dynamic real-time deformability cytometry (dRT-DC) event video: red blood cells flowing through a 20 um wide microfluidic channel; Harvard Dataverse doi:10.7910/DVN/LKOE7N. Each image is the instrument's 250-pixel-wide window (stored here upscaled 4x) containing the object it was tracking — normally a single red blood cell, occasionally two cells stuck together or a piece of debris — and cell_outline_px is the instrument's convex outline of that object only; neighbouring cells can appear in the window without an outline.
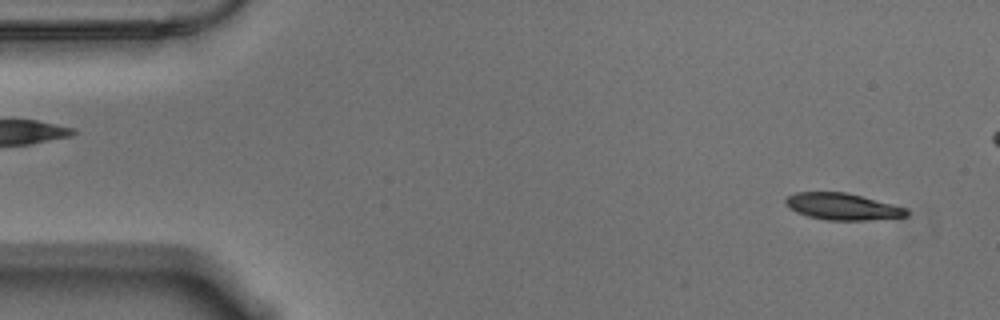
{"species": "Egyptian fruit bat (a non-hibernating species)", "species_latin": "Rousettus aegyptiacus", "temperature_condition": "warm", "stored_images_in_passage": 57, "camera_frame_rate_fps": 3000, "um_per_image_px": 0.085, "animal": {"sex": "male"}, "frame": {"image": 1, "passage_image": 3, "time_ms": 0.667, "image_size_px": [1000, 320], "cell_outline_px": [[908, 216], [868, 220], [828, 220], [808, 216], [796, 212], [784, 200], [788, 196], [796, 192], [844, 192], [908, 208]], "centroid_in_image_um": [71.63, 17.56], "position_along_channel_um": 13.4, "area_um2": 18.5}}
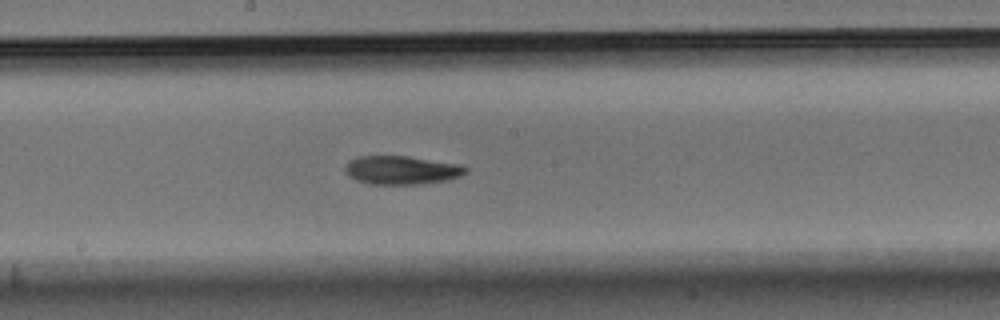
{"frame": {"image": 2, "passage_image": 29, "time_ms": 9.333, "image_size_px": [1000, 320], "cell_outline_px": [[468, 172], [460, 176], [448, 180], [420, 184], [368, 184], [356, 180], [348, 176], [344, 172], [344, 168], [348, 160], [356, 156], [408, 156], [460, 164], [468, 168]], "centroid_in_image_um": [34.11, 14.46], "position_along_channel_um": 214.1, "area_um2": 20.35}}
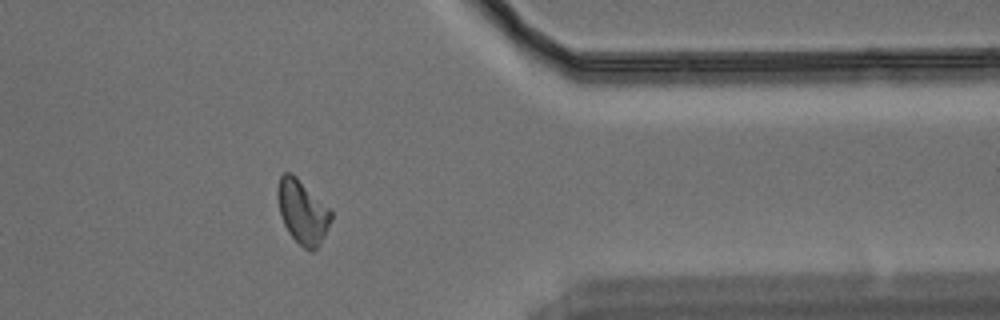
{"frame": {"image": 3, "passage_image": 45, "time_ms": 14.667, "image_size_px": [1000, 320], "cell_outline_px": [[332, 220], [324, 236], [316, 248], [312, 252], [304, 248], [288, 232], [284, 224], [280, 212], [276, 196], [276, 192], [280, 176], [284, 172], [292, 172], [332, 212]], "centroid_in_image_um": [25.69, 17.99], "position_along_channel_um": 385.7, "area_um2": 19.59}, "authors_computed_cell_mechanics": {"area_um2": 19.7676, "velocity_mm_per_s": 3.5334, "shape_relaxation_time_tau1_ms": 4.5191, "shape_relaxation_time_tau2_ms": 5.0618, "deformation_change_tau1": 0.1566, "deformation_change_tau2": 0.1172}}